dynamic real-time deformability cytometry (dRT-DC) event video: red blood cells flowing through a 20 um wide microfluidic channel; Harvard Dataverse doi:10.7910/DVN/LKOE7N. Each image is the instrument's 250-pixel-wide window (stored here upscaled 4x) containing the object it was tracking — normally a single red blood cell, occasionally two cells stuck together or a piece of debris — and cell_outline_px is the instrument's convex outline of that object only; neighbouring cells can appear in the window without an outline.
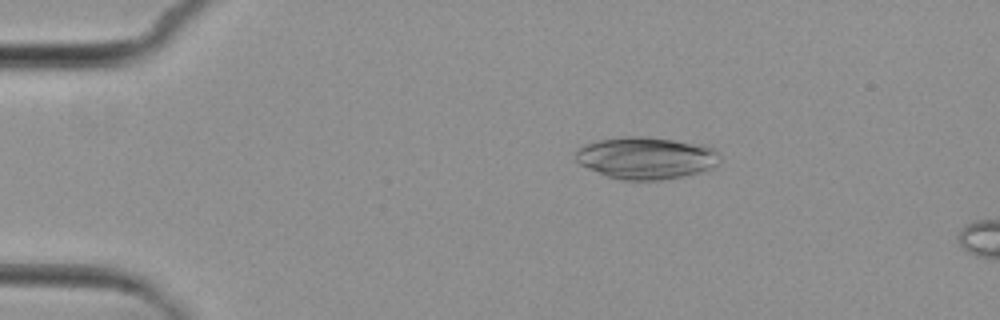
{"species": "common noctule bat (a hibernating species)", "species_latin": "Nyctalus noctula", "temperature_condition": "cold", "stored_images_in_passage": 5, "camera_frame_rate_fps": 3000, "um_per_image_px": 0.085, "animal": {"sex": "female", "body_mass_g": 29.2, "forearm_length_mm": 56.3}, "frame": {"image": 1, "passage_image": 3, "time_ms": 2.333, "image_size_px": [1000, 320], "cell_outline_px": [[720, 160], [716, 164], [700, 172], [660, 180], [620, 180], [608, 176], [588, 168], [580, 164], [576, 160], [576, 148], [584, 144], [600, 140], [624, 136], [644, 136], [704, 144], [720, 152]], "centroid_in_image_um": [54.91, 13.41], "position_along_channel_um": 30.1, "area_um2": 35.32}}